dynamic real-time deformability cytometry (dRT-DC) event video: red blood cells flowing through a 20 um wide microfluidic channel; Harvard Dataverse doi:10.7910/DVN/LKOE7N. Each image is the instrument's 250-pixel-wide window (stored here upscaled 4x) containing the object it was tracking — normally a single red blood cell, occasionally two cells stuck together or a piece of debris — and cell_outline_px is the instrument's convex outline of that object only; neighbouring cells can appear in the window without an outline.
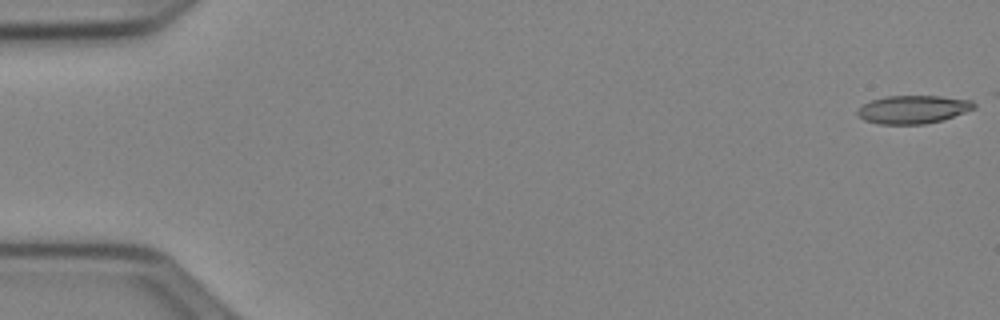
{"species": "Egyptian fruit bat (a non-hibernating species)", "species_latin": "Rousettus aegyptiacus", "temperature_condition": "cold", "stored_images_in_passage": 26, "camera_frame_rate_fps": 3000, "um_per_image_px": 0.085, "animal": {"sex": "female"}, "frame": {"image": 1, "passage_image": 1, "time_ms": 0.0, "image_size_px": [1000, 320], "cell_outline_px": [[976, 108], [940, 120], [924, 124], [880, 124], [864, 120], [856, 112], [864, 104], [872, 100], [888, 96], [940, 96], [972, 100], [976, 104]], "centroid_in_image_um": [77.62, 9.29], "position_along_channel_um": 7.4, "area_um2": 18.84}}
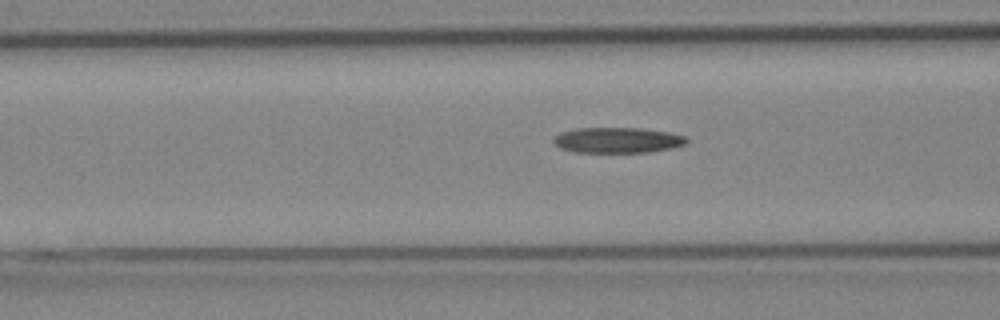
{"frame": {"image": 2, "passage_image": 21, "time_ms": 6.667, "image_size_px": [1000, 320], "cell_outline_px": [[688, 144], [672, 148], [648, 152], [576, 152], [560, 148], [552, 140], [560, 132], [576, 128], [640, 128], [672, 132], [684, 136], [688, 140]], "centroid_in_image_um": [52.52, 11.91], "position_along_channel_um": 114.1, "area_um2": 19.88}}
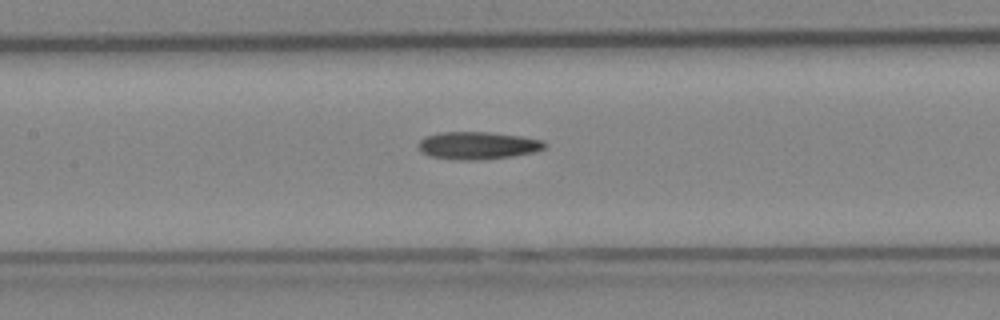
{"frame": {"image": 3, "passage_image": 25, "time_ms": 8.0, "image_size_px": [1000, 320], "cell_outline_px": [[548, 144], [544, 148], [536, 152], [512, 156], [484, 160], [460, 160], [428, 156], [416, 144], [424, 136], [440, 132], [492, 132], [524, 136], [544, 140]], "centroid_in_image_um": [40.65, 12.36], "position_along_channel_um": 166.8, "area_um2": 20.63}}